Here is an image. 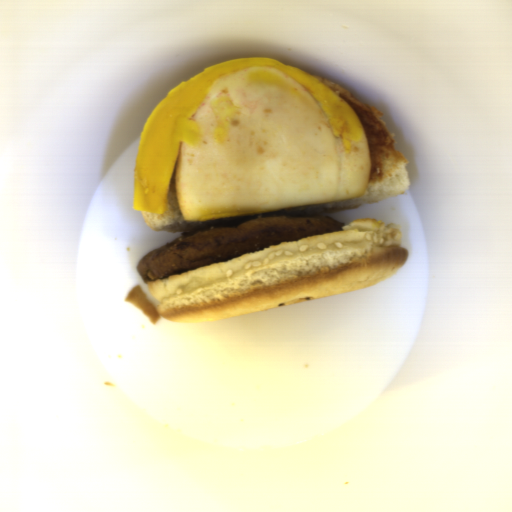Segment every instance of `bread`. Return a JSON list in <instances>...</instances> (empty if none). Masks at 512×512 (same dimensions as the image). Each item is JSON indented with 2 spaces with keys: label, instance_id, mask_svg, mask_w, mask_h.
<instances>
[{
  "label": "bread",
  "instance_id": "bread-1",
  "mask_svg": "<svg viewBox=\"0 0 512 512\" xmlns=\"http://www.w3.org/2000/svg\"><path fill=\"white\" fill-rule=\"evenodd\" d=\"M409 257L399 225L375 218L247 255L147 281L125 300L153 324L197 323L283 307L379 285Z\"/></svg>",
  "mask_w": 512,
  "mask_h": 512
},
{
  "label": "bread",
  "instance_id": "bread-2",
  "mask_svg": "<svg viewBox=\"0 0 512 512\" xmlns=\"http://www.w3.org/2000/svg\"><path fill=\"white\" fill-rule=\"evenodd\" d=\"M311 76L337 92L357 116L365 130L369 147L370 173L366 190L362 197L205 222H187L178 208V164H176L169 185L166 214L158 215L142 211L146 225L155 231L183 234L185 232L195 233L234 221L296 214H316L321 216L406 194L411 186L408 174V160L402 157L382 115L354 92L316 74Z\"/></svg>",
  "mask_w": 512,
  "mask_h": 512
}]
</instances>
